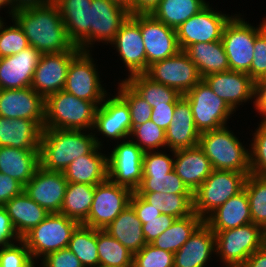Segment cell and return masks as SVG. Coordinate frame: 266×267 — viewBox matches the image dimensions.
<instances>
[{
  "label": "cell",
  "mask_w": 266,
  "mask_h": 267,
  "mask_svg": "<svg viewBox=\"0 0 266 267\" xmlns=\"http://www.w3.org/2000/svg\"><path fill=\"white\" fill-rule=\"evenodd\" d=\"M15 20L22 28L29 45L42 54L71 50L75 45L69 40L58 6L49 4L14 11Z\"/></svg>",
  "instance_id": "obj_1"
},
{
  "label": "cell",
  "mask_w": 266,
  "mask_h": 267,
  "mask_svg": "<svg viewBox=\"0 0 266 267\" xmlns=\"http://www.w3.org/2000/svg\"><path fill=\"white\" fill-rule=\"evenodd\" d=\"M102 146L95 133L82 130L43 129L39 148L40 166L48 171L63 172L79 156Z\"/></svg>",
  "instance_id": "obj_2"
},
{
  "label": "cell",
  "mask_w": 266,
  "mask_h": 267,
  "mask_svg": "<svg viewBox=\"0 0 266 267\" xmlns=\"http://www.w3.org/2000/svg\"><path fill=\"white\" fill-rule=\"evenodd\" d=\"M97 106L64 90L45 99L43 129L93 130Z\"/></svg>",
  "instance_id": "obj_3"
},
{
  "label": "cell",
  "mask_w": 266,
  "mask_h": 267,
  "mask_svg": "<svg viewBox=\"0 0 266 267\" xmlns=\"http://www.w3.org/2000/svg\"><path fill=\"white\" fill-rule=\"evenodd\" d=\"M198 145L213 169L250 173L249 151L227 126L201 133Z\"/></svg>",
  "instance_id": "obj_4"
},
{
  "label": "cell",
  "mask_w": 266,
  "mask_h": 267,
  "mask_svg": "<svg viewBox=\"0 0 266 267\" xmlns=\"http://www.w3.org/2000/svg\"><path fill=\"white\" fill-rule=\"evenodd\" d=\"M249 174L213 169L211 174L193 192L194 213L205 220L229 198L244 189Z\"/></svg>",
  "instance_id": "obj_5"
},
{
  "label": "cell",
  "mask_w": 266,
  "mask_h": 267,
  "mask_svg": "<svg viewBox=\"0 0 266 267\" xmlns=\"http://www.w3.org/2000/svg\"><path fill=\"white\" fill-rule=\"evenodd\" d=\"M78 225L77 221L65 215L49 213L41 223L22 238L34 263V259L37 260L41 255L44 258L52 252L67 248L71 235Z\"/></svg>",
  "instance_id": "obj_6"
},
{
  "label": "cell",
  "mask_w": 266,
  "mask_h": 267,
  "mask_svg": "<svg viewBox=\"0 0 266 267\" xmlns=\"http://www.w3.org/2000/svg\"><path fill=\"white\" fill-rule=\"evenodd\" d=\"M251 26L240 18L239 15L232 16L226 23L221 41L228 57L230 71L247 73L251 68L254 57V41L256 36L266 27V21Z\"/></svg>",
  "instance_id": "obj_7"
},
{
  "label": "cell",
  "mask_w": 266,
  "mask_h": 267,
  "mask_svg": "<svg viewBox=\"0 0 266 267\" xmlns=\"http://www.w3.org/2000/svg\"><path fill=\"white\" fill-rule=\"evenodd\" d=\"M183 97L191 106L194 123L200 134L225 127L234 111L203 79Z\"/></svg>",
  "instance_id": "obj_8"
},
{
  "label": "cell",
  "mask_w": 266,
  "mask_h": 267,
  "mask_svg": "<svg viewBox=\"0 0 266 267\" xmlns=\"http://www.w3.org/2000/svg\"><path fill=\"white\" fill-rule=\"evenodd\" d=\"M213 232L216 254L220 255L222 262L237 267H241L254 251L264 245L262 228L254 223Z\"/></svg>",
  "instance_id": "obj_9"
},
{
  "label": "cell",
  "mask_w": 266,
  "mask_h": 267,
  "mask_svg": "<svg viewBox=\"0 0 266 267\" xmlns=\"http://www.w3.org/2000/svg\"><path fill=\"white\" fill-rule=\"evenodd\" d=\"M132 192L130 188L108 178L96 184L89 215L82 224L103 230L127 207Z\"/></svg>",
  "instance_id": "obj_10"
},
{
  "label": "cell",
  "mask_w": 266,
  "mask_h": 267,
  "mask_svg": "<svg viewBox=\"0 0 266 267\" xmlns=\"http://www.w3.org/2000/svg\"><path fill=\"white\" fill-rule=\"evenodd\" d=\"M144 74L157 83L174 88L181 95L189 92L202 79L196 65L183 50L151 64Z\"/></svg>",
  "instance_id": "obj_11"
},
{
  "label": "cell",
  "mask_w": 266,
  "mask_h": 267,
  "mask_svg": "<svg viewBox=\"0 0 266 267\" xmlns=\"http://www.w3.org/2000/svg\"><path fill=\"white\" fill-rule=\"evenodd\" d=\"M93 62L89 51H81L71 61L63 90L98 107L105 100L107 92L100 84Z\"/></svg>",
  "instance_id": "obj_12"
},
{
  "label": "cell",
  "mask_w": 266,
  "mask_h": 267,
  "mask_svg": "<svg viewBox=\"0 0 266 267\" xmlns=\"http://www.w3.org/2000/svg\"><path fill=\"white\" fill-rule=\"evenodd\" d=\"M232 16L215 12L207 4L197 14L191 16L176 28L178 44L181 50L194 43L219 41L226 23Z\"/></svg>",
  "instance_id": "obj_13"
},
{
  "label": "cell",
  "mask_w": 266,
  "mask_h": 267,
  "mask_svg": "<svg viewBox=\"0 0 266 267\" xmlns=\"http://www.w3.org/2000/svg\"><path fill=\"white\" fill-rule=\"evenodd\" d=\"M81 51L74 46L69 51L42 54L34 71L31 88L44 99L63 90L71 61Z\"/></svg>",
  "instance_id": "obj_14"
},
{
  "label": "cell",
  "mask_w": 266,
  "mask_h": 267,
  "mask_svg": "<svg viewBox=\"0 0 266 267\" xmlns=\"http://www.w3.org/2000/svg\"><path fill=\"white\" fill-rule=\"evenodd\" d=\"M143 154L132 140L117 144L107 158L108 179L135 191L143 177Z\"/></svg>",
  "instance_id": "obj_15"
},
{
  "label": "cell",
  "mask_w": 266,
  "mask_h": 267,
  "mask_svg": "<svg viewBox=\"0 0 266 267\" xmlns=\"http://www.w3.org/2000/svg\"><path fill=\"white\" fill-rule=\"evenodd\" d=\"M140 32L146 51V70L151 64L174 56L181 50L176 29L151 14H140Z\"/></svg>",
  "instance_id": "obj_16"
},
{
  "label": "cell",
  "mask_w": 266,
  "mask_h": 267,
  "mask_svg": "<svg viewBox=\"0 0 266 267\" xmlns=\"http://www.w3.org/2000/svg\"><path fill=\"white\" fill-rule=\"evenodd\" d=\"M68 181L63 172L37 168L24 192L49 213H60Z\"/></svg>",
  "instance_id": "obj_17"
},
{
  "label": "cell",
  "mask_w": 266,
  "mask_h": 267,
  "mask_svg": "<svg viewBox=\"0 0 266 267\" xmlns=\"http://www.w3.org/2000/svg\"><path fill=\"white\" fill-rule=\"evenodd\" d=\"M129 76L146 72V51L140 32V14H131L116 33L113 41Z\"/></svg>",
  "instance_id": "obj_18"
},
{
  "label": "cell",
  "mask_w": 266,
  "mask_h": 267,
  "mask_svg": "<svg viewBox=\"0 0 266 267\" xmlns=\"http://www.w3.org/2000/svg\"><path fill=\"white\" fill-rule=\"evenodd\" d=\"M0 116L34 120L44 128L45 99L31 87L0 89Z\"/></svg>",
  "instance_id": "obj_19"
},
{
  "label": "cell",
  "mask_w": 266,
  "mask_h": 267,
  "mask_svg": "<svg viewBox=\"0 0 266 267\" xmlns=\"http://www.w3.org/2000/svg\"><path fill=\"white\" fill-rule=\"evenodd\" d=\"M124 6L111 0H92L90 8V45L95 41L111 44L122 24L130 16Z\"/></svg>",
  "instance_id": "obj_20"
},
{
  "label": "cell",
  "mask_w": 266,
  "mask_h": 267,
  "mask_svg": "<svg viewBox=\"0 0 266 267\" xmlns=\"http://www.w3.org/2000/svg\"><path fill=\"white\" fill-rule=\"evenodd\" d=\"M42 53L32 46L0 58V89L31 87L34 71Z\"/></svg>",
  "instance_id": "obj_21"
},
{
  "label": "cell",
  "mask_w": 266,
  "mask_h": 267,
  "mask_svg": "<svg viewBox=\"0 0 266 267\" xmlns=\"http://www.w3.org/2000/svg\"><path fill=\"white\" fill-rule=\"evenodd\" d=\"M95 128L111 139H127L132 131L130 110L127 103L116 95L107 98L97 107L95 113Z\"/></svg>",
  "instance_id": "obj_22"
},
{
  "label": "cell",
  "mask_w": 266,
  "mask_h": 267,
  "mask_svg": "<svg viewBox=\"0 0 266 267\" xmlns=\"http://www.w3.org/2000/svg\"><path fill=\"white\" fill-rule=\"evenodd\" d=\"M202 79L234 111L238 104L254 98V81L247 73L227 71L212 73Z\"/></svg>",
  "instance_id": "obj_23"
},
{
  "label": "cell",
  "mask_w": 266,
  "mask_h": 267,
  "mask_svg": "<svg viewBox=\"0 0 266 267\" xmlns=\"http://www.w3.org/2000/svg\"><path fill=\"white\" fill-rule=\"evenodd\" d=\"M53 2L58 6L69 40L82 51H90L88 47L92 0H53Z\"/></svg>",
  "instance_id": "obj_24"
},
{
  "label": "cell",
  "mask_w": 266,
  "mask_h": 267,
  "mask_svg": "<svg viewBox=\"0 0 266 267\" xmlns=\"http://www.w3.org/2000/svg\"><path fill=\"white\" fill-rule=\"evenodd\" d=\"M174 171L193 193L211 174L213 168L209 158L199 145L173 150Z\"/></svg>",
  "instance_id": "obj_25"
},
{
  "label": "cell",
  "mask_w": 266,
  "mask_h": 267,
  "mask_svg": "<svg viewBox=\"0 0 266 267\" xmlns=\"http://www.w3.org/2000/svg\"><path fill=\"white\" fill-rule=\"evenodd\" d=\"M215 249V233L203 222L174 253V267H205Z\"/></svg>",
  "instance_id": "obj_26"
},
{
  "label": "cell",
  "mask_w": 266,
  "mask_h": 267,
  "mask_svg": "<svg viewBox=\"0 0 266 267\" xmlns=\"http://www.w3.org/2000/svg\"><path fill=\"white\" fill-rule=\"evenodd\" d=\"M165 134L170 151L195 147L199 143L200 132L195 126L191 106L183 96L176 102L172 122Z\"/></svg>",
  "instance_id": "obj_27"
},
{
  "label": "cell",
  "mask_w": 266,
  "mask_h": 267,
  "mask_svg": "<svg viewBox=\"0 0 266 267\" xmlns=\"http://www.w3.org/2000/svg\"><path fill=\"white\" fill-rule=\"evenodd\" d=\"M42 132L37 121L0 116V147L39 149Z\"/></svg>",
  "instance_id": "obj_28"
},
{
  "label": "cell",
  "mask_w": 266,
  "mask_h": 267,
  "mask_svg": "<svg viewBox=\"0 0 266 267\" xmlns=\"http://www.w3.org/2000/svg\"><path fill=\"white\" fill-rule=\"evenodd\" d=\"M204 222L212 231L228 230L252 223L249 199L245 189L214 210Z\"/></svg>",
  "instance_id": "obj_29"
},
{
  "label": "cell",
  "mask_w": 266,
  "mask_h": 267,
  "mask_svg": "<svg viewBox=\"0 0 266 267\" xmlns=\"http://www.w3.org/2000/svg\"><path fill=\"white\" fill-rule=\"evenodd\" d=\"M97 146L91 153L75 158L63 171L65 178L71 183L96 185L108 178L107 158L98 152Z\"/></svg>",
  "instance_id": "obj_30"
},
{
  "label": "cell",
  "mask_w": 266,
  "mask_h": 267,
  "mask_svg": "<svg viewBox=\"0 0 266 267\" xmlns=\"http://www.w3.org/2000/svg\"><path fill=\"white\" fill-rule=\"evenodd\" d=\"M40 166L39 149L0 147V172L25 186Z\"/></svg>",
  "instance_id": "obj_31"
},
{
  "label": "cell",
  "mask_w": 266,
  "mask_h": 267,
  "mask_svg": "<svg viewBox=\"0 0 266 267\" xmlns=\"http://www.w3.org/2000/svg\"><path fill=\"white\" fill-rule=\"evenodd\" d=\"M4 208L20 239L49 215V212L38 205L24 191L9 200Z\"/></svg>",
  "instance_id": "obj_32"
},
{
  "label": "cell",
  "mask_w": 266,
  "mask_h": 267,
  "mask_svg": "<svg viewBox=\"0 0 266 267\" xmlns=\"http://www.w3.org/2000/svg\"><path fill=\"white\" fill-rule=\"evenodd\" d=\"M103 230L118 240L133 255L147 244L142 222L130 204Z\"/></svg>",
  "instance_id": "obj_33"
},
{
  "label": "cell",
  "mask_w": 266,
  "mask_h": 267,
  "mask_svg": "<svg viewBox=\"0 0 266 267\" xmlns=\"http://www.w3.org/2000/svg\"><path fill=\"white\" fill-rule=\"evenodd\" d=\"M196 65L201 78L212 74L230 71L228 57L221 40L207 43H194L183 50Z\"/></svg>",
  "instance_id": "obj_34"
},
{
  "label": "cell",
  "mask_w": 266,
  "mask_h": 267,
  "mask_svg": "<svg viewBox=\"0 0 266 267\" xmlns=\"http://www.w3.org/2000/svg\"><path fill=\"white\" fill-rule=\"evenodd\" d=\"M124 81L152 108L166 104H176L183 96L174 88L151 80L144 73L128 76Z\"/></svg>",
  "instance_id": "obj_35"
},
{
  "label": "cell",
  "mask_w": 266,
  "mask_h": 267,
  "mask_svg": "<svg viewBox=\"0 0 266 267\" xmlns=\"http://www.w3.org/2000/svg\"><path fill=\"white\" fill-rule=\"evenodd\" d=\"M94 192L95 185L68 182L60 214L82 224L89 215Z\"/></svg>",
  "instance_id": "obj_36"
},
{
  "label": "cell",
  "mask_w": 266,
  "mask_h": 267,
  "mask_svg": "<svg viewBox=\"0 0 266 267\" xmlns=\"http://www.w3.org/2000/svg\"><path fill=\"white\" fill-rule=\"evenodd\" d=\"M203 222L204 220L194 212L186 217L176 218L173 224L150 244L174 254Z\"/></svg>",
  "instance_id": "obj_37"
},
{
  "label": "cell",
  "mask_w": 266,
  "mask_h": 267,
  "mask_svg": "<svg viewBox=\"0 0 266 267\" xmlns=\"http://www.w3.org/2000/svg\"><path fill=\"white\" fill-rule=\"evenodd\" d=\"M207 4L205 0H161L150 14L176 29Z\"/></svg>",
  "instance_id": "obj_38"
},
{
  "label": "cell",
  "mask_w": 266,
  "mask_h": 267,
  "mask_svg": "<svg viewBox=\"0 0 266 267\" xmlns=\"http://www.w3.org/2000/svg\"><path fill=\"white\" fill-rule=\"evenodd\" d=\"M162 214L175 218L191 215L193 211V194H172L162 192H136Z\"/></svg>",
  "instance_id": "obj_39"
},
{
  "label": "cell",
  "mask_w": 266,
  "mask_h": 267,
  "mask_svg": "<svg viewBox=\"0 0 266 267\" xmlns=\"http://www.w3.org/2000/svg\"><path fill=\"white\" fill-rule=\"evenodd\" d=\"M67 248L78 257L84 267H99L97 229L79 224L73 231Z\"/></svg>",
  "instance_id": "obj_40"
},
{
  "label": "cell",
  "mask_w": 266,
  "mask_h": 267,
  "mask_svg": "<svg viewBox=\"0 0 266 267\" xmlns=\"http://www.w3.org/2000/svg\"><path fill=\"white\" fill-rule=\"evenodd\" d=\"M99 267H133V254L105 230L97 229Z\"/></svg>",
  "instance_id": "obj_41"
},
{
  "label": "cell",
  "mask_w": 266,
  "mask_h": 267,
  "mask_svg": "<svg viewBox=\"0 0 266 267\" xmlns=\"http://www.w3.org/2000/svg\"><path fill=\"white\" fill-rule=\"evenodd\" d=\"M244 189L249 199L252 223L263 228L266 225V177L249 174Z\"/></svg>",
  "instance_id": "obj_42"
},
{
  "label": "cell",
  "mask_w": 266,
  "mask_h": 267,
  "mask_svg": "<svg viewBox=\"0 0 266 267\" xmlns=\"http://www.w3.org/2000/svg\"><path fill=\"white\" fill-rule=\"evenodd\" d=\"M135 192L193 194L174 170L168 174H143L141 184Z\"/></svg>",
  "instance_id": "obj_43"
},
{
  "label": "cell",
  "mask_w": 266,
  "mask_h": 267,
  "mask_svg": "<svg viewBox=\"0 0 266 267\" xmlns=\"http://www.w3.org/2000/svg\"><path fill=\"white\" fill-rule=\"evenodd\" d=\"M118 95L127 103L132 129L151 119L152 107L141 98L124 80L119 84Z\"/></svg>",
  "instance_id": "obj_44"
},
{
  "label": "cell",
  "mask_w": 266,
  "mask_h": 267,
  "mask_svg": "<svg viewBox=\"0 0 266 267\" xmlns=\"http://www.w3.org/2000/svg\"><path fill=\"white\" fill-rule=\"evenodd\" d=\"M130 136H136L137 141H133L143 152L154 151L158 147H166L165 130L161 129L151 120L142 125L135 126Z\"/></svg>",
  "instance_id": "obj_45"
},
{
  "label": "cell",
  "mask_w": 266,
  "mask_h": 267,
  "mask_svg": "<svg viewBox=\"0 0 266 267\" xmlns=\"http://www.w3.org/2000/svg\"><path fill=\"white\" fill-rule=\"evenodd\" d=\"M30 47L22 28L14 20L13 26L5 27L0 18V58L15 55Z\"/></svg>",
  "instance_id": "obj_46"
},
{
  "label": "cell",
  "mask_w": 266,
  "mask_h": 267,
  "mask_svg": "<svg viewBox=\"0 0 266 267\" xmlns=\"http://www.w3.org/2000/svg\"><path fill=\"white\" fill-rule=\"evenodd\" d=\"M258 126L249 152L250 174L266 177V120Z\"/></svg>",
  "instance_id": "obj_47"
},
{
  "label": "cell",
  "mask_w": 266,
  "mask_h": 267,
  "mask_svg": "<svg viewBox=\"0 0 266 267\" xmlns=\"http://www.w3.org/2000/svg\"><path fill=\"white\" fill-rule=\"evenodd\" d=\"M133 267H174V254L146 244L133 255Z\"/></svg>",
  "instance_id": "obj_48"
},
{
  "label": "cell",
  "mask_w": 266,
  "mask_h": 267,
  "mask_svg": "<svg viewBox=\"0 0 266 267\" xmlns=\"http://www.w3.org/2000/svg\"><path fill=\"white\" fill-rule=\"evenodd\" d=\"M19 244L0 248V267H35L26 243L21 239Z\"/></svg>",
  "instance_id": "obj_49"
},
{
  "label": "cell",
  "mask_w": 266,
  "mask_h": 267,
  "mask_svg": "<svg viewBox=\"0 0 266 267\" xmlns=\"http://www.w3.org/2000/svg\"><path fill=\"white\" fill-rule=\"evenodd\" d=\"M174 169V160L167 154L147 151L143 154V174H168Z\"/></svg>",
  "instance_id": "obj_50"
},
{
  "label": "cell",
  "mask_w": 266,
  "mask_h": 267,
  "mask_svg": "<svg viewBox=\"0 0 266 267\" xmlns=\"http://www.w3.org/2000/svg\"><path fill=\"white\" fill-rule=\"evenodd\" d=\"M249 76L254 82L266 76V27L255 38Z\"/></svg>",
  "instance_id": "obj_51"
},
{
  "label": "cell",
  "mask_w": 266,
  "mask_h": 267,
  "mask_svg": "<svg viewBox=\"0 0 266 267\" xmlns=\"http://www.w3.org/2000/svg\"><path fill=\"white\" fill-rule=\"evenodd\" d=\"M175 219V217L166 214H161L152 219H139L142 222V230L146 243L150 244L155 240L162 232L173 224Z\"/></svg>",
  "instance_id": "obj_52"
},
{
  "label": "cell",
  "mask_w": 266,
  "mask_h": 267,
  "mask_svg": "<svg viewBox=\"0 0 266 267\" xmlns=\"http://www.w3.org/2000/svg\"><path fill=\"white\" fill-rule=\"evenodd\" d=\"M41 261L43 267H84L78 257L68 248L52 252Z\"/></svg>",
  "instance_id": "obj_53"
},
{
  "label": "cell",
  "mask_w": 266,
  "mask_h": 267,
  "mask_svg": "<svg viewBox=\"0 0 266 267\" xmlns=\"http://www.w3.org/2000/svg\"><path fill=\"white\" fill-rule=\"evenodd\" d=\"M13 240L20 241L21 239L16 233V230L11 222V218L7 214L4 206H0V246L1 249L14 244Z\"/></svg>",
  "instance_id": "obj_54"
},
{
  "label": "cell",
  "mask_w": 266,
  "mask_h": 267,
  "mask_svg": "<svg viewBox=\"0 0 266 267\" xmlns=\"http://www.w3.org/2000/svg\"><path fill=\"white\" fill-rule=\"evenodd\" d=\"M23 190L24 186L20 182L0 172V206H4Z\"/></svg>",
  "instance_id": "obj_55"
},
{
  "label": "cell",
  "mask_w": 266,
  "mask_h": 267,
  "mask_svg": "<svg viewBox=\"0 0 266 267\" xmlns=\"http://www.w3.org/2000/svg\"><path fill=\"white\" fill-rule=\"evenodd\" d=\"M129 204L133 207L138 219H152L162 214L135 191L131 194Z\"/></svg>",
  "instance_id": "obj_56"
},
{
  "label": "cell",
  "mask_w": 266,
  "mask_h": 267,
  "mask_svg": "<svg viewBox=\"0 0 266 267\" xmlns=\"http://www.w3.org/2000/svg\"><path fill=\"white\" fill-rule=\"evenodd\" d=\"M176 104H166L152 108L151 121L163 130H167L174 116Z\"/></svg>",
  "instance_id": "obj_57"
},
{
  "label": "cell",
  "mask_w": 266,
  "mask_h": 267,
  "mask_svg": "<svg viewBox=\"0 0 266 267\" xmlns=\"http://www.w3.org/2000/svg\"><path fill=\"white\" fill-rule=\"evenodd\" d=\"M253 97L256 109L264 116L262 120H266V76L254 82Z\"/></svg>",
  "instance_id": "obj_58"
},
{
  "label": "cell",
  "mask_w": 266,
  "mask_h": 267,
  "mask_svg": "<svg viewBox=\"0 0 266 267\" xmlns=\"http://www.w3.org/2000/svg\"><path fill=\"white\" fill-rule=\"evenodd\" d=\"M161 0H131V14H150Z\"/></svg>",
  "instance_id": "obj_59"
},
{
  "label": "cell",
  "mask_w": 266,
  "mask_h": 267,
  "mask_svg": "<svg viewBox=\"0 0 266 267\" xmlns=\"http://www.w3.org/2000/svg\"><path fill=\"white\" fill-rule=\"evenodd\" d=\"M241 267H266V245L254 251Z\"/></svg>",
  "instance_id": "obj_60"
},
{
  "label": "cell",
  "mask_w": 266,
  "mask_h": 267,
  "mask_svg": "<svg viewBox=\"0 0 266 267\" xmlns=\"http://www.w3.org/2000/svg\"><path fill=\"white\" fill-rule=\"evenodd\" d=\"M52 1L53 0H12V13L20 9L46 5Z\"/></svg>",
  "instance_id": "obj_61"
},
{
  "label": "cell",
  "mask_w": 266,
  "mask_h": 267,
  "mask_svg": "<svg viewBox=\"0 0 266 267\" xmlns=\"http://www.w3.org/2000/svg\"><path fill=\"white\" fill-rule=\"evenodd\" d=\"M117 4H120L121 6H124L127 8L131 14V0H111Z\"/></svg>",
  "instance_id": "obj_62"
},
{
  "label": "cell",
  "mask_w": 266,
  "mask_h": 267,
  "mask_svg": "<svg viewBox=\"0 0 266 267\" xmlns=\"http://www.w3.org/2000/svg\"><path fill=\"white\" fill-rule=\"evenodd\" d=\"M10 4V5H9ZM10 6L11 7V11L9 12V14H12V0H0V8L5 7V6Z\"/></svg>",
  "instance_id": "obj_63"
},
{
  "label": "cell",
  "mask_w": 266,
  "mask_h": 267,
  "mask_svg": "<svg viewBox=\"0 0 266 267\" xmlns=\"http://www.w3.org/2000/svg\"><path fill=\"white\" fill-rule=\"evenodd\" d=\"M262 232H263V243L264 245H266V225L262 228Z\"/></svg>",
  "instance_id": "obj_64"
},
{
  "label": "cell",
  "mask_w": 266,
  "mask_h": 267,
  "mask_svg": "<svg viewBox=\"0 0 266 267\" xmlns=\"http://www.w3.org/2000/svg\"><path fill=\"white\" fill-rule=\"evenodd\" d=\"M224 264L226 265V267H237V266L230 264V263H224Z\"/></svg>",
  "instance_id": "obj_65"
}]
</instances>
